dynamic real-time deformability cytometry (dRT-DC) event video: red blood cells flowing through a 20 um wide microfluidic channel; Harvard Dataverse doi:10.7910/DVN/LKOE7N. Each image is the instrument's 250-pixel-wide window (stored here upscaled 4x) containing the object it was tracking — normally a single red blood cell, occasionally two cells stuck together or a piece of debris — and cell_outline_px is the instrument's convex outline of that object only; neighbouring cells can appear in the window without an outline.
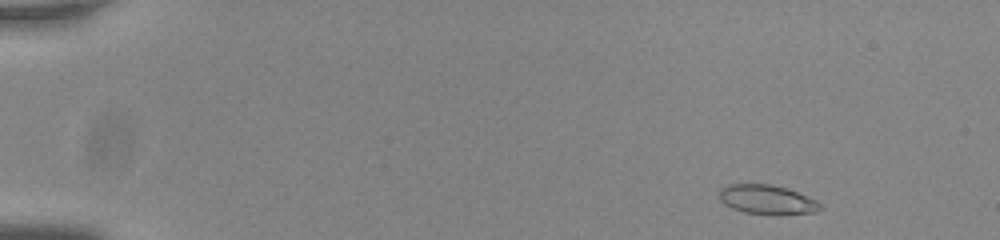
{"species": "common noctule bat (a hibernating species)", "species_latin": "Nyctalus noctula", "temperature_condition": "room temperature", "stored_images_in_passage": 51, "camera_frame_rate_fps": 3000, "um_per_image_px": 0.085, "animal": {"sex": "male", "body_mass_g": 20.0, "forearm_length_mm": 53.3}, "frame": {"image": 1, "passage_image": 2, "time_ms": 0.333, "image_size_px": [1000, 240], "cell_outline_px": [[820, 208], [816, 212], [776, 216], [744, 212], [732, 208], [724, 204], [720, 200], [720, 188], [728, 184], [772, 184], [788, 188], [808, 196], [816, 200], [820, 204]], "centroid_in_image_um": [65.21, 16.98], "position_along_channel_um": 19.8, "area_um2": 17.57}}
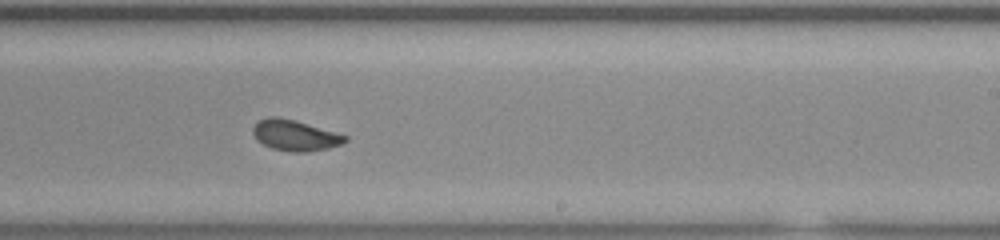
{"frame": {"image": 2, "passage_image": 31, "time_ms": 10.0, "image_size_px": [1000, 240], "cell_outline_px": [[348, 140], [340, 144], [328, 148], [308, 152], [292, 152], [272, 148], [256, 140], [252, 132], [252, 128], [260, 120], [268, 116], [276, 116], [296, 120], [348, 136]], "centroid_in_image_um": [25.06, 11.5], "position_along_channel_um": 263.9, "area_um2": 16.53}}
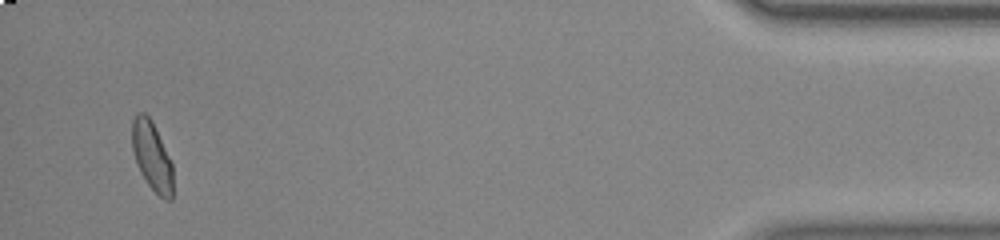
{"frame": {"image": 3, "passage_image": 49, "time_ms": 16.0, "image_size_px": [1000, 240], "cell_outline_px": [[172, 200], [164, 200], [148, 184], [140, 172], [132, 148], [132, 120], [136, 112], [144, 112], [152, 120], [172, 164]], "centroid_in_image_um": [12.9, 13.24], "position_along_channel_um": 422.3, "area_um2": 16.24}, "authors_computed_cell_mechanics": {"area_um2": 16.8198, "velocity_mm_per_s": 3.7817, "shape_relaxation_time_tau1_ms": 5.7521, "shape_relaxation_time_tau2_ms": 1.1059, "deformation_change_tau1": 0.1205, "deformation_change_tau2": 0.0393}}